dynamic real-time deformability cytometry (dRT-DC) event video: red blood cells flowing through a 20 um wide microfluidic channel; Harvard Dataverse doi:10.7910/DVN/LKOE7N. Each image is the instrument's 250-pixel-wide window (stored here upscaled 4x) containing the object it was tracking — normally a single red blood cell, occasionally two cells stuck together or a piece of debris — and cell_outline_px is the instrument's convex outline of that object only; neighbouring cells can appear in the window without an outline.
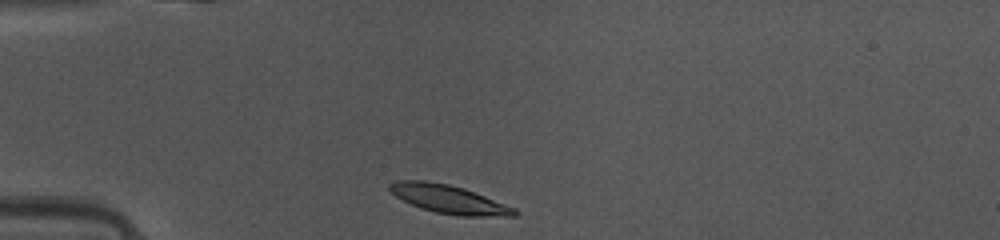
{"species": "common noctule bat (a hibernating species)", "species_latin": "Nyctalus noctula", "temperature_condition": "warm", "stored_images_in_passage": 36, "camera_frame_rate_fps": 3000, "um_per_image_px": 0.085, "animal": {"sex": "female", "body_mass_g": 10.0, "forearm_length_mm": 53.1}, "frame": {"image": 1, "passage_image": 1, "time_ms": 0.0, "image_size_px": [1000, 240], "cell_outline_px": [[520, 212], [516, 216], [460, 216], [436, 212], [420, 208], [396, 196], [388, 188], [388, 184], [396, 180], [424, 180], [448, 184], [464, 188], [516, 208]], "centroid_in_image_um": [38.17, 16.93], "position_along_channel_um": 46.8, "area_um2": 20.63}}
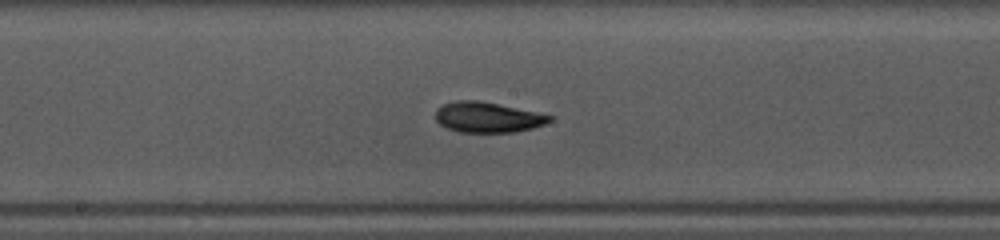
{"frame": {"image": 2, "passage_image": 14, "time_ms": 4.333, "image_size_px": [1000, 240], "cell_outline_px": [[552, 120], [544, 124], [532, 128], [516, 132], [460, 132], [448, 128], [440, 124], [436, 120], [436, 108], [444, 104], [456, 100], [476, 100], [536, 112], [552, 116]], "centroid_in_image_um": [41.42, 9.97], "position_along_channel_um": 206.8, "area_um2": 19.94}}
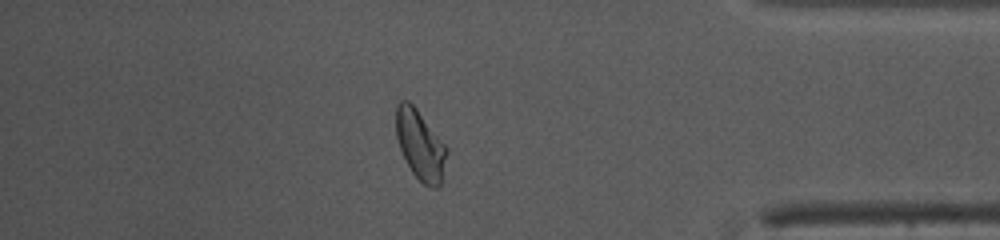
{"frame": {"image": 3, "passage_image": 30, "time_ms": 9.667, "image_size_px": [1000, 240], "cell_outline_px": [[448, 152], [440, 184], [436, 188], [432, 188], [424, 184], [412, 172], [400, 148], [396, 136], [396, 104], [400, 100], [408, 100], [416, 108], [448, 148]], "centroid_in_image_um": [35.72, 12.3], "position_along_channel_um": 399.5, "area_um2": 20.35}, "authors_computed_cell_mechanics": {"area_um2": 20.23, "velocity_mm_per_s": 4.109, "shape_relaxation_time_tau1_ms": 3.1609, "shape_relaxation_time_tau2_ms": 2.3358, "deformation_change_tau1": 0.1468, "deformation_change_tau2": 0.0769}}